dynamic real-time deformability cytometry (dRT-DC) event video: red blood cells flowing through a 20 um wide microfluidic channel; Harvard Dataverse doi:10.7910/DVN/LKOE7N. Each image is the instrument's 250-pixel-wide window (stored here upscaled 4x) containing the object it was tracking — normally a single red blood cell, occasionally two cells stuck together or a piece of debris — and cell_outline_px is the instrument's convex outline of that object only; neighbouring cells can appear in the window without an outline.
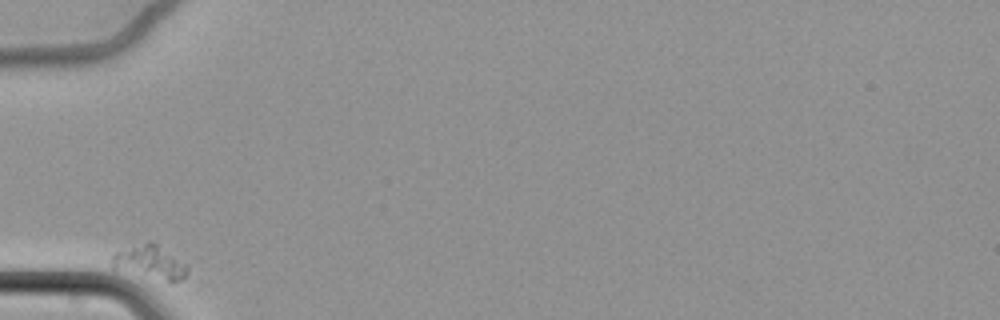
{"species": "common noctule bat (a hibernating species)", "species_latin": "Nyctalus noctula", "temperature_condition": "cold", "stored_images_in_passage": 36, "camera_frame_rate_fps": 3000, "um_per_image_px": 0.085, "animal": {"sex": "female", "body_mass_g": 22.7, "forearm_length_mm": 54.2}, "frame": {"image": 1, "passage_image": 1, "time_ms": 0.0, "image_size_px": [1000, 320], "cell_outline_px": [[188, 272], [180, 280], [172, 284], [112, 272], [112, 252], [148, 240], [152, 240], [188, 264]], "centroid_in_image_um": [12.68, 22.35], "position_along_channel_um": 72.3, "area_um2": 16.3}}
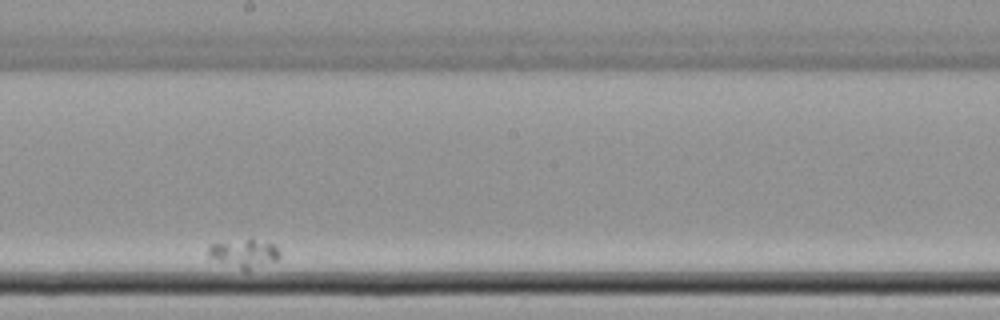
{"frame": {"image": 2, "passage_image": 20, "time_ms": 6.333, "image_size_px": [1000, 320], "cell_outline_px": [[280, 256], [276, 260], [248, 268], [240, 268], [208, 260], [208, 248], [212, 244], [248, 240], [252, 240], [276, 244], [280, 252]], "centroid_in_image_um": [20.7, 21.54], "position_along_channel_um": 227.5, "area_um2": 11.27}}
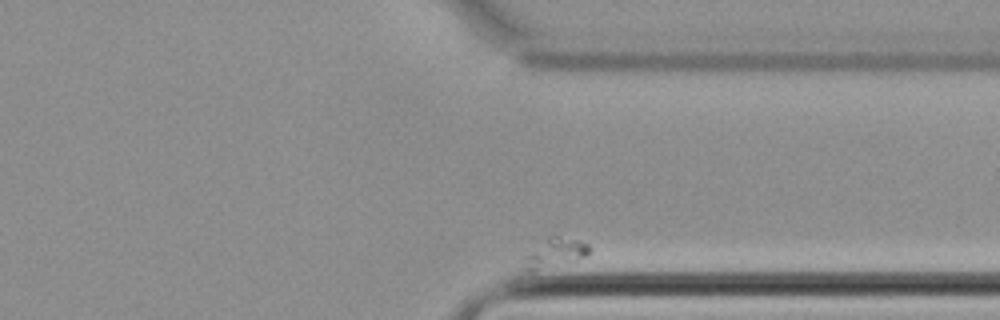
{"frame": {"image": 3, "passage_image": 36, "time_ms": 11.667, "image_size_px": [1000, 320], "cell_outline_px": [[588, 256], [576, 260], [532, 272], [528, 272], [520, 268], [520, 260], [524, 256], [548, 236], [560, 236], [576, 240], [588, 244]], "centroid_in_image_um": [47.05, 21.54], "position_along_channel_um": 364.3, "area_um2": 11.33}}